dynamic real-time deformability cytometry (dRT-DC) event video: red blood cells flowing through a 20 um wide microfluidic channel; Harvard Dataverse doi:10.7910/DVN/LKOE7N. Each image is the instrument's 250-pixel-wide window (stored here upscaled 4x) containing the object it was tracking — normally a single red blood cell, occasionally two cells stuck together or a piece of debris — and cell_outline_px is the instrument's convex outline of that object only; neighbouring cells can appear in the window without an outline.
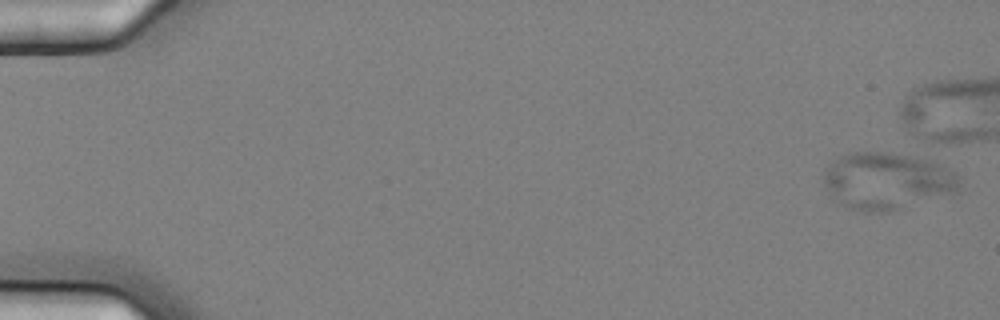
{"species": "common noctule bat (a hibernating species)", "species_latin": "Nyctalus noctula", "temperature_condition": "cold", "stored_images_in_passage": 1, "camera_frame_rate_fps": 3000, "um_per_image_px": 0.085, "animal": {"sex": "female", "body_mass_g": 25.1}, "frame": {"image": 1, "passage_image": 1, "time_ms": 0.0, "image_size_px": [1000, 320], "cell_outline_px": [[960, 184], [956, 192], [888, 212], [864, 212], [848, 208], [832, 200], [824, 188], [824, 168], [828, 164], [840, 156], [848, 152], [888, 152], [924, 156], [948, 168], [960, 176]], "centroid_in_image_um": [75.36, 15.36], "position_along_channel_um": 9.6, "area_um2": 45.95}}